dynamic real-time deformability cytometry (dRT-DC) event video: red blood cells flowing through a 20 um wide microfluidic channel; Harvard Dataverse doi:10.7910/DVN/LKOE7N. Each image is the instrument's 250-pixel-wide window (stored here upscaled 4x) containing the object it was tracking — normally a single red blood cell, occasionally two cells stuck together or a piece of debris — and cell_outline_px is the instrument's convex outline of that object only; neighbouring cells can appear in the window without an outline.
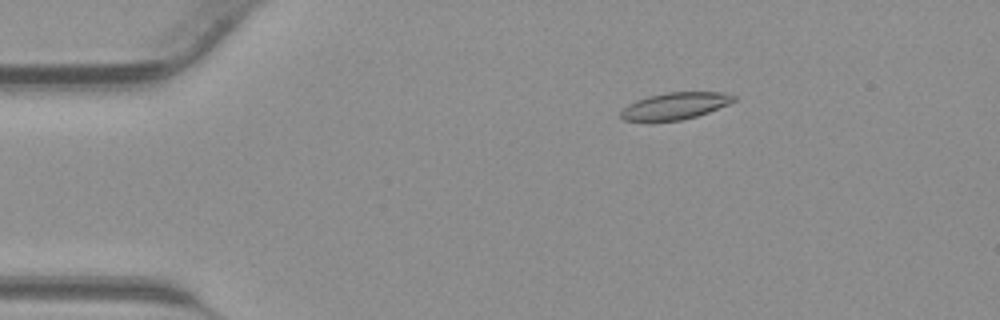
{"species": "common noctule bat (a hibernating species)", "species_latin": "Nyctalus noctula", "temperature_condition": "warm", "stored_images_in_passage": 43, "camera_frame_rate_fps": 3000, "um_per_image_px": 0.085, "animal": {"sex": "male", "body_mass_g": 23.1, "forearm_length_mm": 52.7}, "frame": {"image": 1, "passage_image": 8, "time_ms": 2.333, "image_size_px": [1000, 320], "cell_outline_px": [[736, 100], [728, 104], [708, 112], [696, 116], [680, 120], [624, 120], [620, 116], [620, 112], [628, 104], [636, 100], [648, 96], [668, 92], [724, 92], [736, 96]], "centroid_in_image_um": [57.4, 8.98], "position_along_channel_um": 27.6, "area_um2": 17.4}}
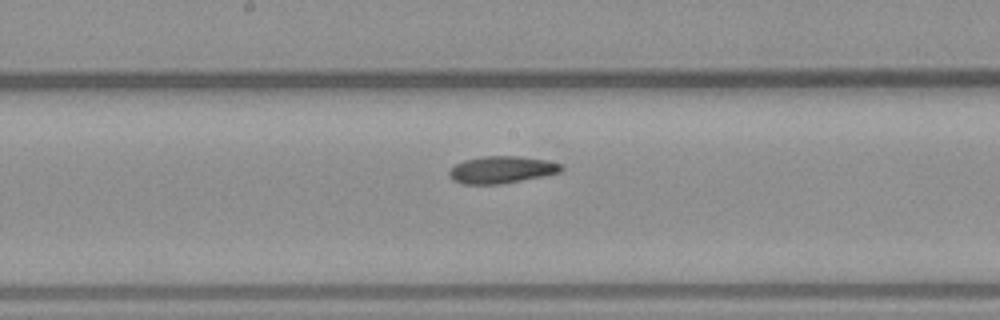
{"frame": {"image": 2, "passage_image": 23, "time_ms": 7.333, "image_size_px": [1000, 320], "cell_outline_px": [[564, 168], [560, 172], [500, 184], [464, 184], [452, 180], [448, 176], [448, 172], [456, 164], [464, 160], [480, 156], [520, 156], [544, 160], [560, 164]], "centroid_in_image_um": [42.58, 14.42], "position_along_channel_um": 205.6, "area_um2": 17.51}}
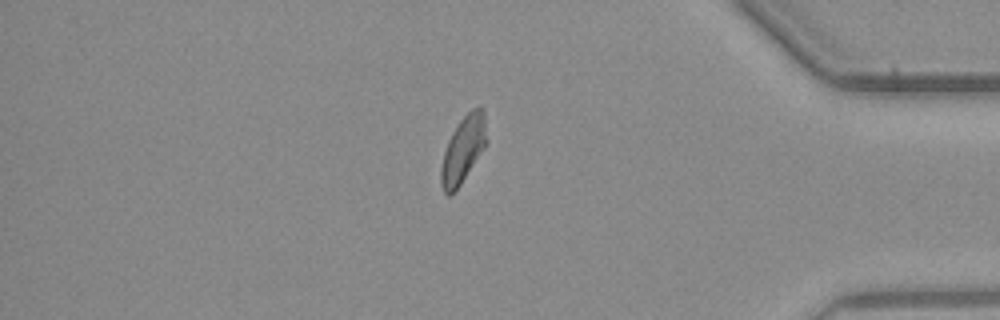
{"frame": {"image": 3, "passage_image": 37, "time_ms": 12.0, "image_size_px": [1000, 320], "cell_outline_px": [[484, 148], [460, 184], [448, 196], [444, 192], [440, 184], [440, 168], [444, 152], [448, 140], [452, 132], [460, 120], [472, 108], [484, 108]], "centroid_in_image_um": [39.31, 12.73], "position_along_channel_um": 395.9, "area_um2": 16.99}}